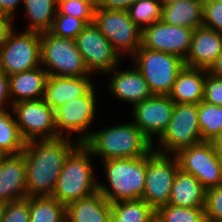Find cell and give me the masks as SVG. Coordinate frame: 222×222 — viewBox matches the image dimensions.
<instances>
[{
  "label": "cell",
  "instance_id": "cell-36",
  "mask_svg": "<svg viewBox=\"0 0 222 222\" xmlns=\"http://www.w3.org/2000/svg\"><path fill=\"white\" fill-rule=\"evenodd\" d=\"M204 208L207 222L222 220V185L206 190Z\"/></svg>",
  "mask_w": 222,
  "mask_h": 222
},
{
  "label": "cell",
  "instance_id": "cell-31",
  "mask_svg": "<svg viewBox=\"0 0 222 222\" xmlns=\"http://www.w3.org/2000/svg\"><path fill=\"white\" fill-rule=\"evenodd\" d=\"M162 6L160 0H136L127 11L130 19L143 30L161 20Z\"/></svg>",
  "mask_w": 222,
  "mask_h": 222
},
{
  "label": "cell",
  "instance_id": "cell-47",
  "mask_svg": "<svg viewBox=\"0 0 222 222\" xmlns=\"http://www.w3.org/2000/svg\"><path fill=\"white\" fill-rule=\"evenodd\" d=\"M173 1H178V0H160V2L162 3V5H165L167 3L173 2Z\"/></svg>",
  "mask_w": 222,
  "mask_h": 222
},
{
  "label": "cell",
  "instance_id": "cell-22",
  "mask_svg": "<svg viewBox=\"0 0 222 222\" xmlns=\"http://www.w3.org/2000/svg\"><path fill=\"white\" fill-rule=\"evenodd\" d=\"M207 70L187 67L175 79L169 97L174 103L199 104L203 101Z\"/></svg>",
  "mask_w": 222,
  "mask_h": 222
},
{
  "label": "cell",
  "instance_id": "cell-43",
  "mask_svg": "<svg viewBox=\"0 0 222 222\" xmlns=\"http://www.w3.org/2000/svg\"><path fill=\"white\" fill-rule=\"evenodd\" d=\"M208 72L215 77L222 78V53L217 57L214 64L209 68Z\"/></svg>",
  "mask_w": 222,
  "mask_h": 222
},
{
  "label": "cell",
  "instance_id": "cell-33",
  "mask_svg": "<svg viewBox=\"0 0 222 222\" xmlns=\"http://www.w3.org/2000/svg\"><path fill=\"white\" fill-rule=\"evenodd\" d=\"M86 26L87 24L82 19L73 17L70 14L62 15L56 11L53 25L49 32L60 38L75 40Z\"/></svg>",
  "mask_w": 222,
  "mask_h": 222
},
{
  "label": "cell",
  "instance_id": "cell-15",
  "mask_svg": "<svg viewBox=\"0 0 222 222\" xmlns=\"http://www.w3.org/2000/svg\"><path fill=\"white\" fill-rule=\"evenodd\" d=\"M193 29L157 21L142 30L144 48L170 53L185 60L190 50Z\"/></svg>",
  "mask_w": 222,
  "mask_h": 222
},
{
  "label": "cell",
  "instance_id": "cell-9",
  "mask_svg": "<svg viewBox=\"0 0 222 222\" xmlns=\"http://www.w3.org/2000/svg\"><path fill=\"white\" fill-rule=\"evenodd\" d=\"M9 32L0 52L1 71L8 77L41 66V33Z\"/></svg>",
  "mask_w": 222,
  "mask_h": 222
},
{
  "label": "cell",
  "instance_id": "cell-40",
  "mask_svg": "<svg viewBox=\"0 0 222 222\" xmlns=\"http://www.w3.org/2000/svg\"><path fill=\"white\" fill-rule=\"evenodd\" d=\"M13 19L0 13V52L6 42L9 32L14 28Z\"/></svg>",
  "mask_w": 222,
  "mask_h": 222
},
{
  "label": "cell",
  "instance_id": "cell-41",
  "mask_svg": "<svg viewBox=\"0 0 222 222\" xmlns=\"http://www.w3.org/2000/svg\"><path fill=\"white\" fill-rule=\"evenodd\" d=\"M136 0H102L99 8L111 10H128Z\"/></svg>",
  "mask_w": 222,
  "mask_h": 222
},
{
  "label": "cell",
  "instance_id": "cell-8",
  "mask_svg": "<svg viewBox=\"0 0 222 222\" xmlns=\"http://www.w3.org/2000/svg\"><path fill=\"white\" fill-rule=\"evenodd\" d=\"M93 23L120 54L131 56L142 46V29L131 19L126 10L97 7Z\"/></svg>",
  "mask_w": 222,
  "mask_h": 222
},
{
  "label": "cell",
  "instance_id": "cell-14",
  "mask_svg": "<svg viewBox=\"0 0 222 222\" xmlns=\"http://www.w3.org/2000/svg\"><path fill=\"white\" fill-rule=\"evenodd\" d=\"M78 51L91 73H107L119 67L120 54L94 23L88 24L75 38Z\"/></svg>",
  "mask_w": 222,
  "mask_h": 222
},
{
  "label": "cell",
  "instance_id": "cell-5",
  "mask_svg": "<svg viewBox=\"0 0 222 222\" xmlns=\"http://www.w3.org/2000/svg\"><path fill=\"white\" fill-rule=\"evenodd\" d=\"M133 66L142 74L154 95H169L184 68L180 57L141 46L133 55Z\"/></svg>",
  "mask_w": 222,
  "mask_h": 222
},
{
  "label": "cell",
  "instance_id": "cell-30",
  "mask_svg": "<svg viewBox=\"0 0 222 222\" xmlns=\"http://www.w3.org/2000/svg\"><path fill=\"white\" fill-rule=\"evenodd\" d=\"M198 121L202 141L209 142L222 131V106L200 102L198 104Z\"/></svg>",
  "mask_w": 222,
  "mask_h": 222
},
{
  "label": "cell",
  "instance_id": "cell-20",
  "mask_svg": "<svg viewBox=\"0 0 222 222\" xmlns=\"http://www.w3.org/2000/svg\"><path fill=\"white\" fill-rule=\"evenodd\" d=\"M93 86L90 76H48L43 99L55 110L71 99L84 96Z\"/></svg>",
  "mask_w": 222,
  "mask_h": 222
},
{
  "label": "cell",
  "instance_id": "cell-29",
  "mask_svg": "<svg viewBox=\"0 0 222 222\" xmlns=\"http://www.w3.org/2000/svg\"><path fill=\"white\" fill-rule=\"evenodd\" d=\"M29 222H66V205L51 196L29 197Z\"/></svg>",
  "mask_w": 222,
  "mask_h": 222
},
{
  "label": "cell",
  "instance_id": "cell-24",
  "mask_svg": "<svg viewBox=\"0 0 222 222\" xmlns=\"http://www.w3.org/2000/svg\"><path fill=\"white\" fill-rule=\"evenodd\" d=\"M206 189L193 175L180 169L173 180L168 204L190 208L205 207Z\"/></svg>",
  "mask_w": 222,
  "mask_h": 222
},
{
  "label": "cell",
  "instance_id": "cell-13",
  "mask_svg": "<svg viewBox=\"0 0 222 222\" xmlns=\"http://www.w3.org/2000/svg\"><path fill=\"white\" fill-rule=\"evenodd\" d=\"M93 86L84 96L71 99L54 110L55 127L60 137H65L72 132L80 134L77 139L84 143L92 132H88L91 123L94 122L96 111V92ZM86 132V133H85Z\"/></svg>",
  "mask_w": 222,
  "mask_h": 222
},
{
  "label": "cell",
  "instance_id": "cell-37",
  "mask_svg": "<svg viewBox=\"0 0 222 222\" xmlns=\"http://www.w3.org/2000/svg\"><path fill=\"white\" fill-rule=\"evenodd\" d=\"M203 26L222 33V3L216 0H204Z\"/></svg>",
  "mask_w": 222,
  "mask_h": 222
},
{
  "label": "cell",
  "instance_id": "cell-38",
  "mask_svg": "<svg viewBox=\"0 0 222 222\" xmlns=\"http://www.w3.org/2000/svg\"><path fill=\"white\" fill-rule=\"evenodd\" d=\"M203 101L222 106V78L210 74L207 70Z\"/></svg>",
  "mask_w": 222,
  "mask_h": 222
},
{
  "label": "cell",
  "instance_id": "cell-28",
  "mask_svg": "<svg viewBox=\"0 0 222 222\" xmlns=\"http://www.w3.org/2000/svg\"><path fill=\"white\" fill-rule=\"evenodd\" d=\"M27 16L31 19L26 31L49 32L56 14L57 0H24Z\"/></svg>",
  "mask_w": 222,
  "mask_h": 222
},
{
  "label": "cell",
  "instance_id": "cell-34",
  "mask_svg": "<svg viewBox=\"0 0 222 222\" xmlns=\"http://www.w3.org/2000/svg\"><path fill=\"white\" fill-rule=\"evenodd\" d=\"M57 12L82 19L87 25L94 21L96 7L86 0H57Z\"/></svg>",
  "mask_w": 222,
  "mask_h": 222
},
{
  "label": "cell",
  "instance_id": "cell-27",
  "mask_svg": "<svg viewBox=\"0 0 222 222\" xmlns=\"http://www.w3.org/2000/svg\"><path fill=\"white\" fill-rule=\"evenodd\" d=\"M109 222H152L156 211L143 199L111 203Z\"/></svg>",
  "mask_w": 222,
  "mask_h": 222
},
{
  "label": "cell",
  "instance_id": "cell-48",
  "mask_svg": "<svg viewBox=\"0 0 222 222\" xmlns=\"http://www.w3.org/2000/svg\"><path fill=\"white\" fill-rule=\"evenodd\" d=\"M152 222H161V221L155 216Z\"/></svg>",
  "mask_w": 222,
  "mask_h": 222
},
{
  "label": "cell",
  "instance_id": "cell-21",
  "mask_svg": "<svg viewBox=\"0 0 222 222\" xmlns=\"http://www.w3.org/2000/svg\"><path fill=\"white\" fill-rule=\"evenodd\" d=\"M48 76L47 71L41 66L9 76L12 105L21 101L42 99Z\"/></svg>",
  "mask_w": 222,
  "mask_h": 222
},
{
  "label": "cell",
  "instance_id": "cell-16",
  "mask_svg": "<svg viewBox=\"0 0 222 222\" xmlns=\"http://www.w3.org/2000/svg\"><path fill=\"white\" fill-rule=\"evenodd\" d=\"M175 103L169 95H153L133 106V123L151 141L167 130Z\"/></svg>",
  "mask_w": 222,
  "mask_h": 222
},
{
  "label": "cell",
  "instance_id": "cell-46",
  "mask_svg": "<svg viewBox=\"0 0 222 222\" xmlns=\"http://www.w3.org/2000/svg\"><path fill=\"white\" fill-rule=\"evenodd\" d=\"M86 1H89L92 5H94L97 8L100 6L102 0H86Z\"/></svg>",
  "mask_w": 222,
  "mask_h": 222
},
{
  "label": "cell",
  "instance_id": "cell-49",
  "mask_svg": "<svg viewBox=\"0 0 222 222\" xmlns=\"http://www.w3.org/2000/svg\"><path fill=\"white\" fill-rule=\"evenodd\" d=\"M208 222H222V220H213V221H208Z\"/></svg>",
  "mask_w": 222,
  "mask_h": 222
},
{
  "label": "cell",
  "instance_id": "cell-32",
  "mask_svg": "<svg viewBox=\"0 0 222 222\" xmlns=\"http://www.w3.org/2000/svg\"><path fill=\"white\" fill-rule=\"evenodd\" d=\"M161 222H207L205 208H190L166 204L156 210Z\"/></svg>",
  "mask_w": 222,
  "mask_h": 222
},
{
  "label": "cell",
  "instance_id": "cell-3",
  "mask_svg": "<svg viewBox=\"0 0 222 222\" xmlns=\"http://www.w3.org/2000/svg\"><path fill=\"white\" fill-rule=\"evenodd\" d=\"M91 156V151L83 143L69 154L51 197L67 205L98 191Z\"/></svg>",
  "mask_w": 222,
  "mask_h": 222
},
{
  "label": "cell",
  "instance_id": "cell-10",
  "mask_svg": "<svg viewBox=\"0 0 222 222\" xmlns=\"http://www.w3.org/2000/svg\"><path fill=\"white\" fill-rule=\"evenodd\" d=\"M178 170L179 164L175 155L170 157V154H161L153 149L146 155L145 189L141 199L155 211L168 204Z\"/></svg>",
  "mask_w": 222,
  "mask_h": 222
},
{
  "label": "cell",
  "instance_id": "cell-18",
  "mask_svg": "<svg viewBox=\"0 0 222 222\" xmlns=\"http://www.w3.org/2000/svg\"><path fill=\"white\" fill-rule=\"evenodd\" d=\"M222 53V33L205 26L193 31L190 50L184 63L187 67L209 70Z\"/></svg>",
  "mask_w": 222,
  "mask_h": 222
},
{
  "label": "cell",
  "instance_id": "cell-1",
  "mask_svg": "<svg viewBox=\"0 0 222 222\" xmlns=\"http://www.w3.org/2000/svg\"><path fill=\"white\" fill-rule=\"evenodd\" d=\"M79 144L68 135L26 142L21 154L26 164L28 197L52 196L67 157Z\"/></svg>",
  "mask_w": 222,
  "mask_h": 222
},
{
  "label": "cell",
  "instance_id": "cell-35",
  "mask_svg": "<svg viewBox=\"0 0 222 222\" xmlns=\"http://www.w3.org/2000/svg\"><path fill=\"white\" fill-rule=\"evenodd\" d=\"M29 197L22 200L8 202L1 222H29Z\"/></svg>",
  "mask_w": 222,
  "mask_h": 222
},
{
  "label": "cell",
  "instance_id": "cell-17",
  "mask_svg": "<svg viewBox=\"0 0 222 222\" xmlns=\"http://www.w3.org/2000/svg\"><path fill=\"white\" fill-rule=\"evenodd\" d=\"M26 164L22 154L0 157V200L6 203L26 199Z\"/></svg>",
  "mask_w": 222,
  "mask_h": 222
},
{
  "label": "cell",
  "instance_id": "cell-11",
  "mask_svg": "<svg viewBox=\"0 0 222 222\" xmlns=\"http://www.w3.org/2000/svg\"><path fill=\"white\" fill-rule=\"evenodd\" d=\"M175 156L179 169L197 178L206 190L222 185V156L210 142L180 149Z\"/></svg>",
  "mask_w": 222,
  "mask_h": 222
},
{
  "label": "cell",
  "instance_id": "cell-23",
  "mask_svg": "<svg viewBox=\"0 0 222 222\" xmlns=\"http://www.w3.org/2000/svg\"><path fill=\"white\" fill-rule=\"evenodd\" d=\"M111 203L97 191L66 205V222H109Z\"/></svg>",
  "mask_w": 222,
  "mask_h": 222
},
{
  "label": "cell",
  "instance_id": "cell-12",
  "mask_svg": "<svg viewBox=\"0 0 222 222\" xmlns=\"http://www.w3.org/2000/svg\"><path fill=\"white\" fill-rule=\"evenodd\" d=\"M13 114L22 138L30 140L56 139L54 110L44 99L21 101L12 105Z\"/></svg>",
  "mask_w": 222,
  "mask_h": 222
},
{
  "label": "cell",
  "instance_id": "cell-25",
  "mask_svg": "<svg viewBox=\"0 0 222 222\" xmlns=\"http://www.w3.org/2000/svg\"><path fill=\"white\" fill-rule=\"evenodd\" d=\"M204 0H178L162 6L161 20L172 26L195 30L203 25Z\"/></svg>",
  "mask_w": 222,
  "mask_h": 222
},
{
  "label": "cell",
  "instance_id": "cell-42",
  "mask_svg": "<svg viewBox=\"0 0 222 222\" xmlns=\"http://www.w3.org/2000/svg\"><path fill=\"white\" fill-rule=\"evenodd\" d=\"M21 3H24V0H0V13L8 15L13 19L15 16L14 12Z\"/></svg>",
  "mask_w": 222,
  "mask_h": 222
},
{
  "label": "cell",
  "instance_id": "cell-39",
  "mask_svg": "<svg viewBox=\"0 0 222 222\" xmlns=\"http://www.w3.org/2000/svg\"><path fill=\"white\" fill-rule=\"evenodd\" d=\"M6 105H10V108H12V103L10 100L9 77L2 72L0 74V109H6Z\"/></svg>",
  "mask_w": 222,
  "mask_h": 222
},
{
  "label": "cell",
  "instance_id": "cell-26",
  "mask_svg": "<svg viewBox=\"0 0 222 222\" xmlns=\"http://www.w3.org/2000/svg\"><path fill=\"white\" fill-rule=\"evenodd\" d=\"M9 111L0 109V155H19L25 148L26 141L22 138L15 116Z\"/></svg>",
  "mask_w": 222,
  "mask_h": 222
},
{
  "label": "cell",
  "instance_id": "cell-45",
  "mask_svg": "<svg viewBox=\"0 0 222 222\" xmlns=\"http://www.w3.org/2000/svg\"><path fill=\"white\" fill-rule=\"evenodd\" d=\"M7 203L0 200V222L2 220Z\"/></svg>",
  "mask_w": 222,
  "mask_h": 222
},
{
  "label": "cell",
  "instance_id": "cell-6",
  "mask_svg": "<svg viewBox=\"0 0 222 222\" xmlns=\"http://www.w3.org/2000/svg\"><path fill=\"white\" fill-rule=\"evenodd\" d=\"M41 65L49 76H91L75 40L41 33Z\"/></svg>",
  "mask_w": 222,
  "mask_h": 222
},
{
  "label": "cell",
  "instance_id": "cell-19",
  "mask_svg": "<svg viewBox=\"0 0 222 222\" xmlns=\"http://www.w3.org/2000/svg\"><path fill=\"white\" fill-rule=\"evenodd\" d=\"M117 68L115 67L112 71L106 73H113L111 74L109 87L114 97L131 103L133 107L154 95L148 83L135 66L130 70L124 69V71H118L116 70Z\"/></svg>",
  "mask_w": 222,
  "mask_h": 222
},
{
  "label": "cell",
  "instance_id": "cell-44",
  "mask_svg": "<svg viewBox=\"0 0 222 222\" xmlns=\"http://www.w3.org/2000/svg\"><path fill=\"white\" fill-rule=\"evenodd\" d=\"M209 142L217 154L222 156V131L217 133Z\"/></svg>",
  "mask_w": 222,
  "mask_h": 222
},
{
  "label": "cell",
  "instance_id": "cell-7",
  "mask_svg": "<svg viewBox=\"0 0 222 222\" xmlns=\"http://www.w3.org/2000/svg\"><path fill=\"white\" fill-rule=\"evenodd\" d=\"M155 152L175 155L180 149L203 142L198 121V104L175 103L167 130Z\"/></svg>",
  "mask_w": 222,
  "mask_h": 222
},
{
  "label": "cell",
  "instance_id": "cell-4",
  "mask_svg": "<svg viewBox=\"0 0 222 222\" xmlns=\"http://www.w3.org/2000/svg\"><path fill=\"white\" fill-rule=\"evenodd\" d=\"M102 162L111 189L98 181V191L110 203L142 198L145 189L146 156Z\"/></svg>",
  "mask_w": 222,
  "mask_h": 222
},
{
  "label": "cell",
  "instance_id": "cell-2",
  "mask_svg": "<svg viewBox=\"0 0 222 222\" xmlns=\"http://www.w3.org/2000/svg\"><path fill=\"white\" fill-rule=\"evenodd\" d=\"M83 144L102 161L146 156L155 147L133 122L94 131Z\"/></svg>",
  "mask_w": 222,
  "mask_h": 222
}]
</instances>
